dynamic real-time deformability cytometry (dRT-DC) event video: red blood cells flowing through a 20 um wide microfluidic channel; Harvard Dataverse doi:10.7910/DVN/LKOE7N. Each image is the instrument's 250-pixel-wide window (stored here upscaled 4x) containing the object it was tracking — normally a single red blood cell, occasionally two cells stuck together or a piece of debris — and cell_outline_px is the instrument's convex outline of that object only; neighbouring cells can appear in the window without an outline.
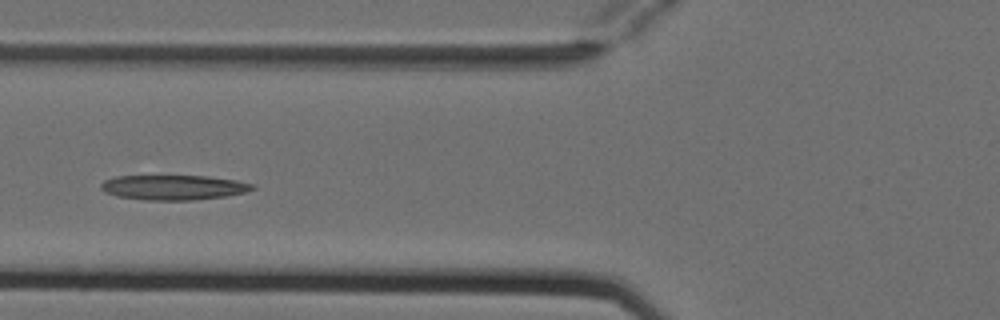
{"species": "Egyptian fruit bat (a non-hibernating species)", "species_latin": "Rousettus aegyptiacus", "temperature_condition": "cold", "stored_images_in_passage": 3, "camera_frame_rate_fps": 3000, "um_per_image_px": 0.085, "animal": {"sex": "female"}, "frame": {"image": 1, "passage_image": 3, "time_ms": 0.667, "image_size_px": [1000, 320], "cell_outline_px": [[256, 188], [244, 192], [228, 196], [192, 200], [144, 200], [116, 196], [104, 192], [100, 188], [100, 184], [104, 180], [116, 176], [208, 176], [236, 180], [256, 184]], "centroid_in_image_um": [14.75, 15.93], "position_along_channel_um": 111.0, "area_um2": 22.14}}